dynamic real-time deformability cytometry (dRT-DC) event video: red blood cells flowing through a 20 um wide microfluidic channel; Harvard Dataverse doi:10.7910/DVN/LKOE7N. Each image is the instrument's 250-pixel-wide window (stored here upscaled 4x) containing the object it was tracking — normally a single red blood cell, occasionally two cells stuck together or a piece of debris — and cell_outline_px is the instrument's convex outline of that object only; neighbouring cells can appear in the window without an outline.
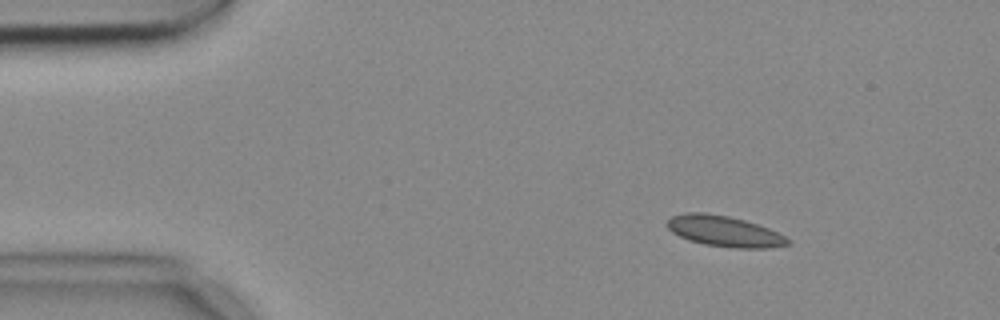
{"species": "common noctule bat (a hibernating species)", "species_latin": "Nyctalus noctula", "temperature_condition": "cold", "stored_images_in_passage": 4, "camera_frame_rate_fps": 3000, "um_per_image_px": 0.085, "animal": {"sex": "female", "body_mass_g": 18.4}, "frame": {"image": 1, "passage_image": 2, "time_ms": 0.333, "image_size_px": [1000, 320], "cell_outline_px": [[792, 244], [768, 248], [732, 248], [704, 244], [688, 240], [672, 232], [664, 224], [672, 216], [684, 212], [704, 212], [728, 216], [744, 220], [768, 228], [792, 240]], "centroid_in_image_um": [61.56, 19.66], "position_along_channel_um": 23.4, "area_um2": 21.73}}